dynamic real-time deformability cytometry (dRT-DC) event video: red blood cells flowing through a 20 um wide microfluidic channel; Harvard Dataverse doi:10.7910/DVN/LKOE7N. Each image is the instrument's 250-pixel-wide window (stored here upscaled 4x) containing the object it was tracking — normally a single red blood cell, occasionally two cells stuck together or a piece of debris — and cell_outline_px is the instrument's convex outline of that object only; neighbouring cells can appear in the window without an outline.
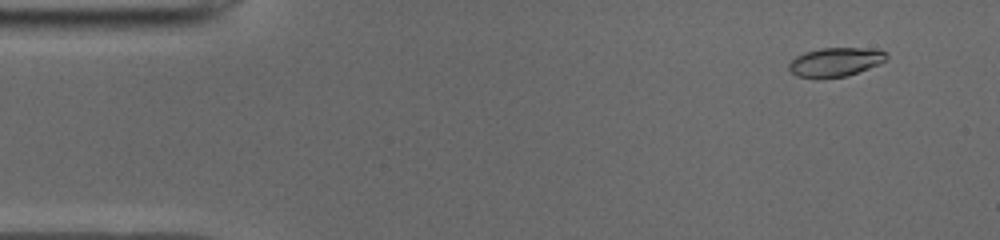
{"species": "common noctule bat (a hibernating species)", "species_latin": "Nyctalus noctula", "temperature_condition": "cold", "stored_images_in_passage": 12, "camera_frame_rate_fps": 3000, "um_per_image_px": 0.085, "animal": {"sex": "male", "body_mass_g": 19.0, "forearm_length_mm": 50.8}, "frame": {"image": 1, "passage_image": 4, "time_ms": 1.0, "image_size_px": [1000, 240], "cell_outline_px": [[888, 60], [880, 64], [848, 76], [796, 76], [788, 68], [788, 64], [796, 56], [804, 52], [820, 48], [864, 48], [888, 52]], "centroid_in_image_um": [71.06, 5.24], "position_along_channel_um": 13.9, "area_um2": 16.18}}